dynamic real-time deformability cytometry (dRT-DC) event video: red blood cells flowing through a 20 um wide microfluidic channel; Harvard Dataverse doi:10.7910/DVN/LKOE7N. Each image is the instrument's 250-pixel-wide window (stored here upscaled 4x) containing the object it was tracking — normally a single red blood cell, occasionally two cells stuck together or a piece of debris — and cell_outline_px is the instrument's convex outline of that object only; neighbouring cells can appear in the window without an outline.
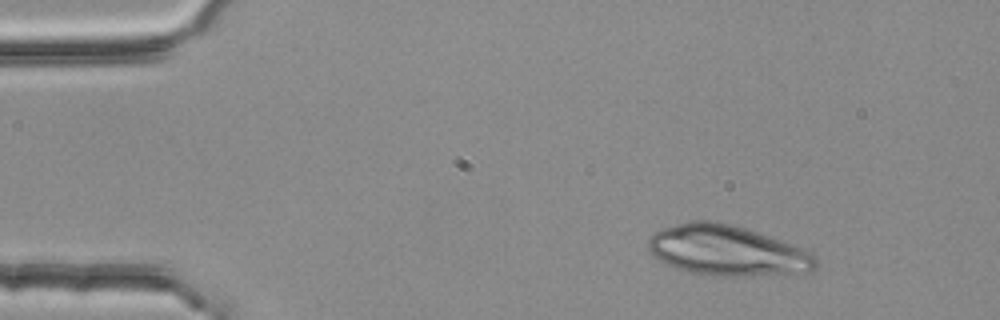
{"species": "common noctule bat (a hibernating species)", "species_latin": "Nyctalus noctula", "temperature_condition": "room temperature", "stored_images_in_passage": 3, "camera_frame_rate_fps": 3000, "um_per_image_px": 0.085, "animal": {"sex": "female", "body_mass_g": 25.1}, "frame": {"image": 1, "passage_image": 1, "time_ms": 0.0, "image_size_px": [1000, 320], "cell_outline_px": [[816, 268], [812, 272], [748, 276], [720, 276], [688, 272], [676, 268], [652, 256], [648, 248], [648, 236], [652, 232], [688, 220], [708, 220], [732, 224], [804, 248], [812, 252], [816, 256]], "centroid_in_image_um": [61.8, 21.3], "position_along_channel_um": 23.2, "area_um2": 49.42}}